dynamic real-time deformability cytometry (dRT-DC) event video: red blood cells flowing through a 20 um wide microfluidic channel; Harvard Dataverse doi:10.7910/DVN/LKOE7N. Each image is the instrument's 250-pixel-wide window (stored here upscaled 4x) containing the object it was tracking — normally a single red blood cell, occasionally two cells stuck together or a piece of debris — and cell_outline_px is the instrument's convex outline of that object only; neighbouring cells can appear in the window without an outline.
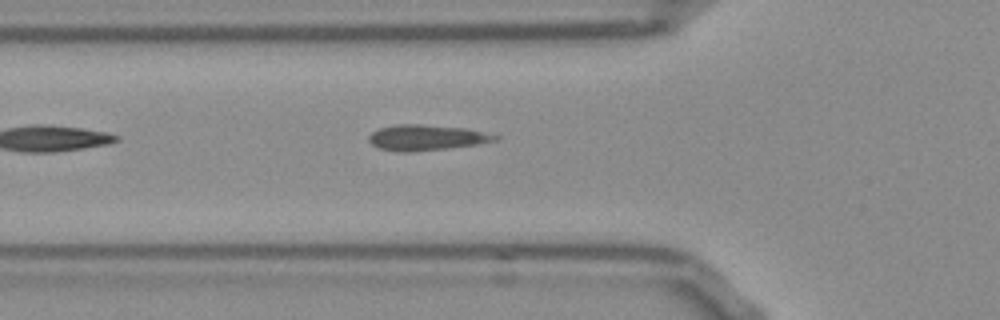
{"species": "Egyptian fruit bat (a non-hibernating species)", "species_latin": "Rousettus aegyptiacus", "temperature_condition": "room temperature", "stored_images_in_passage": 8, "camera_frame_rate_fps": 3000, "um_per_image_px": 0.085, "frame": {"image": 1, "passage_image": 4, "time_ms": 1.0, "image_size_px": [1000, 320], "cell_outline_px": [[500, 140], [476, 144], [448, 148], [412, 152], [400, 152], [380, 148], [372, 144], [368, 140], [368, 136], [372, 132], [380, 128], [396, 124], [420, 124], [468, 128], [500, 136]], "centroid_in_image_um": [36.26, 11.69], "position_along_channel_um": 89.5, "area_um2": 18.9}}